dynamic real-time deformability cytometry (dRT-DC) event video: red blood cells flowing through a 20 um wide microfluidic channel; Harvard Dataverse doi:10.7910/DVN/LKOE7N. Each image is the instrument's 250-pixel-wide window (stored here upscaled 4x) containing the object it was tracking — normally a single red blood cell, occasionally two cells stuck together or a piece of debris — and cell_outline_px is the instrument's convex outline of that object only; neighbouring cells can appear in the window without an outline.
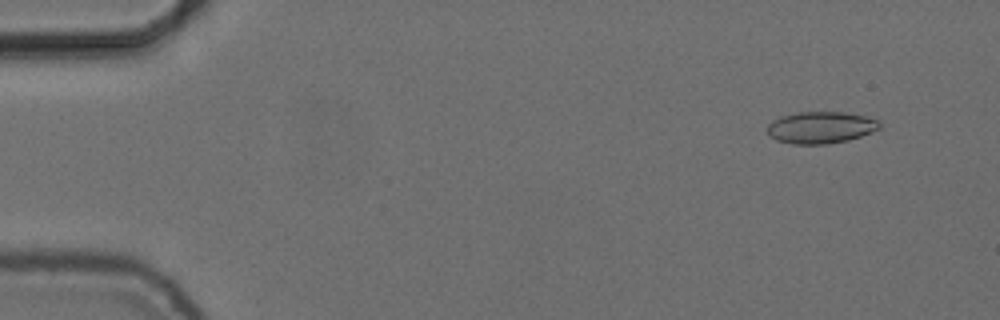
{"species": "common noctule bat (a hibernating species)", "species_latin": "Nyctalus noctula", "temperature_condition": "cold", "stored_images_in_passage": 11, "camera_frame_rate_fps": 3000, "um_per_image_px": 0.085, "animal": {"sex": "female", "body_mass_g": 24.6, "forearm_length_mm": 56.2}, "frame": {"image": 1, "passage_image": 5, "time_ms": 1.333, "image_size_px": [1000, 320], "cell_outline_px": [[880, 128], [860, 136], [848, 140], [828, 144], [792, 144], [776, 140], [768, 136], [768, 124], [772, 120], [780, 116], [800, 112], [848, 112], [880, 120]], "centroid_in_image_um": [69.74, 10.83], "position_along_channel_um": 15.3, "area_um2": 20.92}}